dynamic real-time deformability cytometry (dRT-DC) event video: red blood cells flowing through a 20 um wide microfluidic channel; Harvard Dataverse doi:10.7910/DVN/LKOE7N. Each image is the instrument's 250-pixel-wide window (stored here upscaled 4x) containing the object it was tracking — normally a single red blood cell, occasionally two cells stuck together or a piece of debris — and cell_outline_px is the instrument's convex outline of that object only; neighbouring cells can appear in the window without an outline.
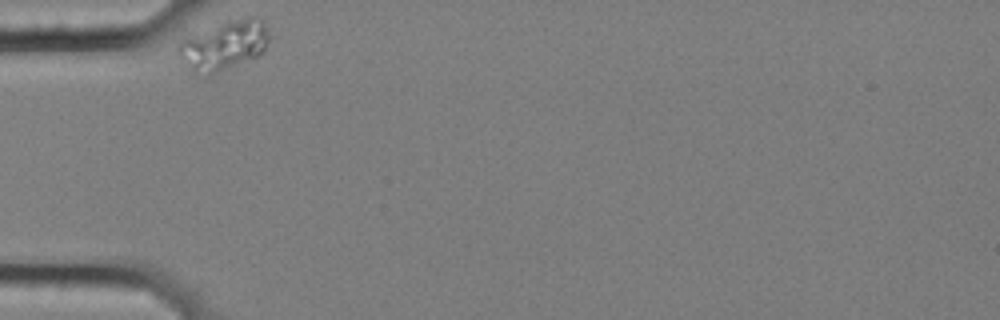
{"species": "common noctule bat (a hibernating species)", "species_latin": "Nyctalus noctula", "temperature_condition": "cold", "stored_images_in_passage": 2, "camera_frame_rate_fps": 3000, "um_per_image_px": 0.085, "animal": {"sex": "female", "body_mass_g": 25.1}, "frame": {"image": 1, "passage_image": 1, "time_ms": 0.0, "image_size_px": [1000, 320], "cell_outline_px": [[268, 40], [264, 48], [256, 56], [208, 76], [192, 68], [180, 56], [176, 48], [176, 44], [180, 40], [228, 20], [248, 16], [252, 16], [264, 20], [268, 28]], "centroid_in_image_um": [19.06, 3.8], "position_along_channel_um": 65.9, "area_um2": 25.43}}
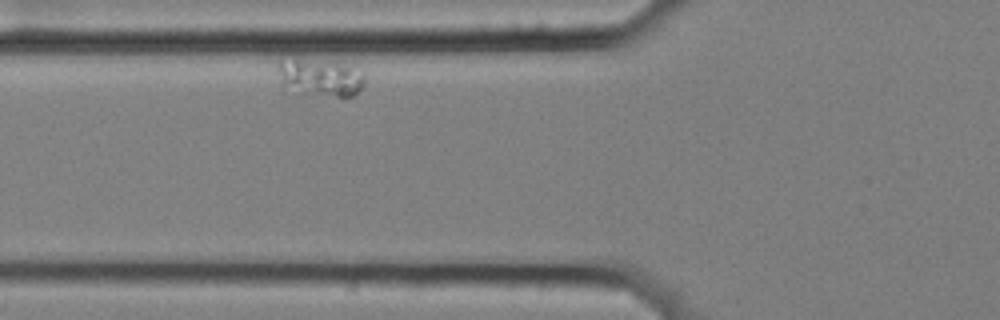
{"frame": {"image": 2, "passage_image": 2, "time_ms": 0.333, "image_size_px": [1000, 320], "cell_outline_px": [[364, 84], [352, 96], [300, 96], [284, 84], [280, 72], [280, 60], [336, 60], [364, 72]], "centroid_in_image_um": [27.3, 6.61], "position_along_channel_um": 98.5, "area_um2": 18.9}}